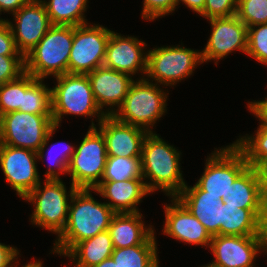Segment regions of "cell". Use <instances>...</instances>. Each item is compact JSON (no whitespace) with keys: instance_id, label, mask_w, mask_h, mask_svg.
<instances>
[{"instance_id":"7","label":"cell","mask_w":267,"mask_h":267,"mask_svg":"<svg viewBox=\"0 0 267 267\" xmlns=\"http://www.w3.org/2000/svg\"><path fill=\"white\" fill-rule=\"evenodd\" d=\"M74 26L52 25L39 43L25 56V72L49 81L68 73Z\"/></svg>"},{"instance_id":"6","label":"cell","mask_w":267,"mask_h":267,"mask_svg":"<svg viewBox=\"0 0 267 267\" xmlns=\"http://www.w3.org/2000/svg\"><path fill=\"white\" fill-rule=\"evenodd\" d=\"M179 44L148 46L145 78L167 89H174L194 76L203 67L201 49H193L181 41Z\"/></svg>"},{"instance_id":"17","label":"cell","mask_w":267,"mask_h":267,"mask_svg":"<svg viewBox=\"0 0 267 267\" xmlns=\"http://www.w3.org/2000/svg\"><path fill=\"white\" fill-rule=\"evenodd\" d=\"M12 19V20H11ZM17 50L25 56L52 26L41 0H29L7 18Z\"/></svg>"},{"instance_id":"36","label":"cell","mask_w":267,"mask_h":267,"mask_svg":"<svg viewBox=\"0 0 267 267\" xmlns=\"http://www.w3.org/2000/svg\"><path fill=\"white\" fill-rule=\"evenodd\" d=\"M24 73V56L0 55V85L18 79Z\"/></svg>"},{"instance_id":"35","label":"cell","mask_w":267,"mask_h":267,"mask_svg":"<svg viewBox=\"0 0 267 267\" xmlns=\"http://www.w3.org/2000/svg\"><path fill=\"white\" fill-rule=\"evenodd\" d=\"M140 16L142 21L153 22L177 12V0H143Z\"/></svg>"},{"instance_id":"4","label":"cell","mask_w":267,"mask_h":267,"mask_svg":"<svg viewBox=\"0 0 267 267\" xmlns=\"http://www.w3.org/2000/svg\"><path fill=\"white\" fill-rule=\"evenodd\" d=\"M63 179H43L22 201L31 205L29 224L57 237L68 220L69 204L77 188ZM69 187V188H68Z\"/></svg>"},{"instance_id":"22","label":"cell","mask_w":267,"mask_h":267,"mask_svg":"<svg viewBox=\"0 0 267 267\" xmlns=\"http://www.w3.org/2000/svg\"><path fill=\"white\" fill-rule=\"evenodd\" d=\"M223 201L243 209H267L266 173L248 166L232 183Z\"/></svg>"},{"instance_id":"16","label":"cell","mask_w":267,"mask_h":267,"mask_svg":"<svg viewBox=\"0 0 267 267\" xmlns=\"http://www.w3.org/2000/svg\"><path fill=\"white\" fill-rule=\"evenodd\" d=\"M167 199L168 203L162 204L164 220L158 234L162 233L179 244H188V247L200 246L208 250L212 237L203 224L176 197Z\"/></svg>"},{"instance_id":"5","label":"cell","mask_w":267,"mask_h":267,"mask_svg":"<svg viewBox=\"0 0 267 267\" xmlns=\"http://www.w3.org/2000/svg\"><path fill=\"white\" fill-rule=\"evenodd\" d=\"M169 92L146 78H136L113 116L120 122L140 127L149 133L157 132L155 129L159 125L156 124L168 113Z\"/></svg>"},{"instance_id":"31","label":"cell","mask_w":267,"mask_h":267,"mask_svg":"<svg viewBox=\"0 0 267 267\" xmlns=\"http://www.w3.org/2000/svg\"><path fill=\"white\" fill-rule=\"evenodd\" d=\"M143 179L141 157L107 156L101 181Z\"/></svg>"},{"instance_id":"29","label":"cell","mask_w":267,"mask_h":267,"mask_svg":"<svg viewBox=\"0 0 267 267\" xmlns=\"http://www.w3.org/2000/svg\"><path fill=\"white\" fill-rule=\"evenodd\" d=\"M232 141L244 154L249 166L267 173V126H259L254 132L243 133Z\"/></svg>"},{"instance_id":"33","label":"cell","mask_w":267,"mask_h":267,"mask_svg":"<svg viewBox=\"0 0 267 267\" xmlns=\"http://www.w3.org/2000/svg\"><path fill=\"white\" fill-rule=\"evenodd\" d=\"M236 16L247 28L267 23V0H238Z\"/></svg>"},{"instance_id":"43","label":"cell","mask_w":267,"mask_h":267,"mask_svg":"<svg viewBox=\"0 0 267 267\" xmlns=\"http://www.w3.org/2000/svg\"><path fill=\"white\" fill-rule=\"evenodd\" d=\"M33 259V260H32ZM44 260L35 258L34 256L31 258V260L27 261L26 264H21V256L16 260L13 267H44Z\"/></svg>"},{"instance_id":"34","label":"cell","mask_w":267,"mask_h":267,"mask_svg":"<svg viewBox=\"0 0 267 267\" xmlns=\"http://www.w3.org/2000/svg\"><path fill=\"white\" fill-rule=\"evenodd\" d=\"M23 100V74L16 80L0 85V115L18 111Z\"/></svg>"},{"instance_id":"9","label":"cell","mask_w":267,"mask_h":267,"mask_svg":"<svg viewBox=\"0 0 267 267\" xmlns=\"http://www.w3.org/2000/svg\"><path fill=\"white\" fill-rule=\"evenodd\" d=\"M81 141H76L67 169L69 182L77 189H94L101 181L107 160V150L102 133L88 128Z\"/></svg>"},{"instance_id":"41","label":"cell","mask_w":267,"mask_h":267,"mask_svg":"<svg viewBox=\"0 0 267 267\" xmlns=\"http://www.w3.org/2000/svg\"><path fill=\"white\" fill-rule=\"evenodd\" d=\"M29 0H0V11L4 16L7 14L10 17L13 13L17 12L22 6H24Z\"/></svg>"},{"instance_id":"20","label":"cell","mask_w":267,"mask_h":267,"mask_svg":"<svg viewBox=\"0 0 267 267\" xmlns=\"http://www.w3.org/2000/svg\"><path fill=\"white\" fill-rule=\"evenodd\" d=\"M142 212L115 213L108 228L114 248L159 244L156 227Z\"/></svg>"},{"instance_id":"8","label":"cell","mask_w":267,"mask_h":267,"mask_svg":"<svg viewBox=\"0 0 267 267\" xmlns=\"http://www.w3.org/2000/svg\"><path fill=\"white\" fill-rule=\"evenodd\" d=\"M204 157L203 172L196 179V184L206 191V195L224 200L231 190L235 179L249 166L244 154L232 142L214 147Z\"/></svg>"},{"instance_id":"1","label":"cell","mask_w":267,"mask_h":267,"mask_svg":"<svg viewBox=\"0 0 267 267\" xmlns=\"http://www.w3.org/2000/svg\"><path fill=\"white\" fill-rule=\"evenodd\" d=\"M96 196L94 189H77L73 193L66 226L52 241L49 254L63 258L76 243L108 230L115 212Z\"/></svg>"},{"instance_id":"23","label":"cell","mask_w":267,"mask_h":267,"mask_svg":"<svg viewBox=\"0 0 267 267\" xmlns=\"http://www.w3.org/2000/svg\"><path fill=\"white\" fill-rule=\"evenodd\" d=\"M220 209L219 235H266L267 209H243L227 205Z\"/></svg>"},{"instance_id":"12","label":"cell","mask_w":267,"mask_h":267,"mask_svg":"<svg viewBox=\"0 0 267 267\" xmlns=\"http://www.w3.org/2000/svg\"><path fill=\"white\" fill-rule=\"evenodd\" d=\"M55 126L52 115L13 111L1 115L0 144L37 152Z\"/></svg>"},{"instance_id":"26","label":"cell","mask_w":267,"mask_h":267,"mask_svg":"<svg viewBox=\"0 0 267 267\" xmlns=\"http://www.w3.org/2000/svg\"><path fill=\"white\" fill-rule=\"evenodd\" d=\"M114 246L108 230L76 243L63 257L68 260L64 267H93L110 258ZM68 265V266H67Z\"/></svg>"},{"instance_id":"24","label":"cell","mask_w":267,"mask_h":267,"mask_svg":"<svg viewBox=\"0 0 267 267\" xmlns=\"http://www.w3.org/2000/svg\"><path fill=\"white\" fill-rule=\"evenodd\" d=\"M176 198L195 216L205 227L211 237L219 235L220 209L224 205L221 198L206 195L196 183H187Z\"/></svg>"},{"instance_id":"30","label":"cell","mask_w":267,"mask_h":267,"mask_svg":"<svg viewBox=\"0 0 267 267\" xmlns=\"http://www.w3.org/2000/svg\"><path fill=\"white\" fill-rule=\"evenodd\" d=\"M158 244L114 248L112 259L119 267H161Z\"/></svg>"},{"instance_id":"3","label":"cell","mask_w":267,"mask_h":267,"mask_svg":"<svg viewBox=\"0 0 267 267\" xmlns=\"http://www.w3.org/2000/svg\"><path fill=\"white\" fill-rule=\"evenodd\" d=\"M52 118L56 126L62 127L66 117L90 119L88 128L97 125L106 116L97 106L91 83L87 75L63 74L52 78ZM95 119V120H94ZM96 122V123H95Z\"/></svg>"},{"instance_id":"15","label":"cell","mask_w":267,"mask_h":267,"mask_svg":"<svg viewBox=\"0 0 267 267\" xmlns=\"http://www.w3.org/2000/svg\"><path fill=\"white\" fill-rule=\"evenodd\" d=\"M148 44L139 36L124 35L111 30L106 46L103 66L131 75L145 78L147 72Z\"/></svg>"},{"instance_id":"27","label":"cell","mask_w":267,"mask_h":267,"mask_svg":"<svg viewBox=\"0 0 267 267\" xmlns=\"http://www.w3.org/2000/svg\"><path fill=\"white\" fill-rule=\"evenodd\" d=\"M48 80L36 79L28 73L23 74V100L18 111L52 115L51 84Z\"/></svg>"},{"instance_id":"42","label":"cell","mask_w":267,"mask_h":267,"mask_svg":"<svg viewBox=\"0 0 267 267\" xmlns=\"http://www.w3.org/2000/svg\"><path fill=\"white\" fill-rule=\"evenodd\" d=\"M180 6L185 7L189 11L191 10L194 14L196 13V16H199L204 10L205 0H177V11Z\"/></svg>"},{"instance_id":"21","label":"cell","mask_w":267,"mask_h":267,"mask_svg":"<svg viewBox=\"0 0 267 267\" xmlns=\"http://www.w3.org/2000/svg\"><path fill=\"white\" fill-rule=\"evenodd\" d=\"M94 190L115 213L143 212L141 203L153 195L143 179L100 181Z\"/></svg>"},{"instance_id":"13","label":"cell","mask_w":267,"mask_h":267,"mask_svg":"<svg viewBox=\"0 0 267 267\" xmlns=\"http://www.w3.org/2000/svg\"><path fill=\"white\" fill-rule=\"evenodd\" d=\"M206 21L211 29L207 42L201 49L203 65L213 62L218 66L221 60L224 61L235 52L246 55L247 26L236 15Z\"/></svg>"},{"instance_id":"19","label":"cell","mask_w":267,"mask_h":267,"mask_svg":"<svg viewBox=\"0 0 267 267\" xmlns=\"http://www.w3.org/2000/svg\"><path fill=\"white\" fill-rule=\"evenodd\" d=\"M103 135L107 156L141 157L145 129L118 121L113 115H106L96 127Z\"/></svg>"},{"instance_id":"28","label":"cell","mask_w":267,"mask_h":267,"mask_svg":"<svg viewBox=\"0 0 267 267\" xmlns=\"http://www.w3.org/2000/svg\"><path fill=\"white\" fill-rule=\"evenodd\" d=\"M52 25L79 26L90 23L89 0H41Z\"/></svg>"},{"instance_id":"11","label":"cell","mask_w":267,"mask_h":267,"mask_svg":"<svg viewBox=\"0 0 267 267\" xmlns=\"http://www.w3.org/2000/svg\"><path fill=\"white\" fill-rule=\"evenodd\" d=\"M111 30L95 21L74 26V39L68 61L69 74L87 75L103 66Z\"/></svg>"},{"instance_id":"32","label":"cell","mask_w":267,"mask_h":267,"mask_svg":"<svg viewBox=\"0 0 267 267\" xmlns=\"http://www.w3.org/2000/svg\"><path fill=\"white\" fill-rule=\"evenodd\" d=\"M246 57L267 67V23L247 28Z\"/></svg>"},{"instance_id":"45","label":"cell","mask_w":267,"mask_h":267,"mask_svg":"<svg viewBox=\"0 0 267 267\" xmlns=\"http://www.w3.org/2000/svg\"><path fill=\"white\" fill-rule=\"evenodd\" d=\"M3 13L0 11V24L6 23L7 22V17L1 16Z\"/></svg>"},{"instance_id":"39","label":"cell","mask_w":267,"mask_h":267,"mask_svg":"<svg viewBox=\"0 0 267 267\" xmlns=\"http://www.w3.org/2000/svg\"><path fill=\"white\" fill-rule=\"evenodd\" d=\"M250 100V101H249ZM246 108L250 115H253L259 122V126H267V94L258 100L248 99Z\"/></svg>"},{"instance_id":"37","label":"cell","mask_w":267,"mask_h":267,"mask_svg":"<svg viewBox=\"0 0 267 267\" xmlns=\"http://www.w3.org/2000/svg\"><path fill=\"white\" fill-rule=\"evenodd\" d=\"M238 0H205L203 12L199 15L205 20L236 15Z\"/></svg>"},{"instance_id":"44","label":"cell","mask_w":267,"mask_h":267,"mask_svg":"<svg viewBox=\"0 0 267 267\" xmlns=\"http://www.w3.org/2000/svg\"><path fill=\"white\" fill-rule=\"evenodd\" d=\"M93 267H119L118 264L112 259V257L103 260L100 264Z\"/></svg>"},{"instance_id":"14","label":"cell","mask_w":267,"mask_h":267,"mask_svg":"<svg viewBox=\"0 0 267 267\" xmlns=\"http://www.w3.org/2000/svg\"><path fill=\"white\" fill-rule=\"evenodd\" d=\"M0 170L6 184L21 200L43 180L37 152L29 149L0 144Z\"/></svg>"},{"instance_id":"25","label":"cell","mask_w":267,"mask_h":267,"mask_svg":"<svg viewBox=\"0 0 267 267\" xmlns=\"http://www.w3.org/2000/svg\"><path fill=\"white\" fill-rule=\"evenodd\" d=\"M59 129L60 127L55 125L48 133L41 148L37 151L38 165L41 162L46 167L42 179H62L63 175H65L63 177H67L68 165L75 152L76 144L73 141L71 143L63 140L52 142V138H54Z\"/></svg>"},{"instance_id":"18","label":"cell","mask_w":267,"mask_h":267,"mask_svg":"<svg viewBox=\"0 0 267 267\" xmlns=\"http://www.w3.org/2000/svg\"><path fill=\"white\" fill-rule=\"evenodd\" d=\"M97 106L105 115H113L122 105L135 80L131 75L104 66L87 74Z\"/></svg>"},{"instance_id":"10","label":"cell","mask_w":267,"mask_h":267,"mask_svg":"<svg viewBox=\"0 0 267 267\" xmlns=\"http://www.w3.org/2000/svg\"><path fill=\"white\" fill-rule=\"evenodd\" d=\"M208 251L213 259L198 267H258L255 262L267 258L266 235H216Z\"/></svg>"},{"instance_id":"40","label":"cell","mask_w":267,"mask_h":267,"mask_svg":"<svg viewBox=\"0 0 267 267\" xmlns=\"http://www.w3.org/2000/svg\"><path fill=\"white\" fill-rule=\"evenodd\" d=\"M20 256H22L20 248L0 241V267H13Z\"/></svg>"},{"instance_id":"46","label":"cell","mask_w":267,"mask_h":267,"mask_svg":"<svg viewBox=\"0 0 267 267\" xmlns=\"http://www.w3.org/2000/svg\"><path fill=\"white\" fill-rule=\"evenodd\" d=\"M265 232H266V243H267V221H266V224H265Z\"/></svg>"},{"instance_id":"38","label":"cell","mask_w":267,"mask_h":267,"mask_svg":"<svg viewBox=\"0 0 267 267\" xmlns=\"http://www.w3.org/2000/svg\"><path fill=\"white\" fill-rule=\"evenodd\" d=\"M0 55L23 56L16 48L9 24H0Z\"/></svg>"},{"instance_id":"2","label":"cell","mask_w":267,"mask_h":267,"mask_svg":"<svg viewBox=\"0 0 267 267\" xmlns=\"http://www.w3.org/2000/svg\"><path fill=\"white\" fill-rule=\"evenodd\" d=\"M182 150L163 139L157 132H150L142 146V175L147 189L163 193L165 197H176L187 181L182 169Z\"/></svg>"}]
</instances>
